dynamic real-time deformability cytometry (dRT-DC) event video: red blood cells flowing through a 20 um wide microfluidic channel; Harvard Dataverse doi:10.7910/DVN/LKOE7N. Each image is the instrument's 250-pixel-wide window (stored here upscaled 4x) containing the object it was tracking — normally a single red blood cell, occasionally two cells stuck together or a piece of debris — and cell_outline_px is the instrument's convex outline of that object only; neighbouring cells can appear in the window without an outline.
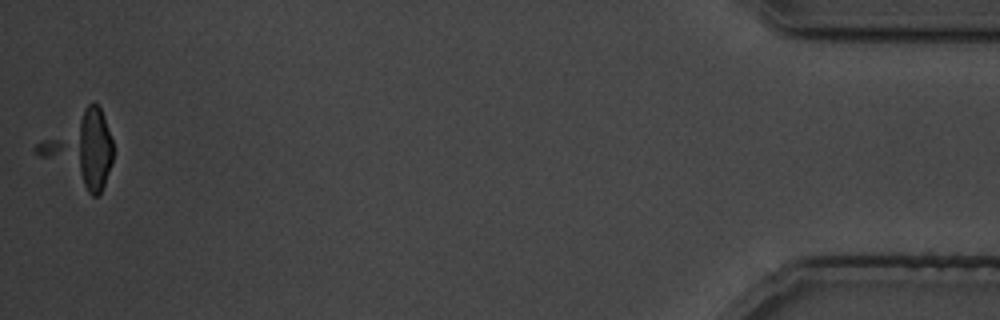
{"species": "common noctule bat (a hibernating species)", "species_latin": "Nyctalus noctula", "temperature_condition": "cold", "stored_images_in_passage": 28, "camera_frame_rate_fps": 3000, "um_per_image_px": 0.085, "animal": {"sex": "male", "body_mass_g": 19.5, "forearm_length_mm": 54.6}, "frame": {"image": 1, "passage_image": 28, "time_ms": 34.0, "image_size_px": [1000, 320], "cell_outline_px": [[112, 164], [104, 184], [100, 192], [96, 196], [92, 196], [40, 156], [32, 148], [40, 140], [92, 100], [100, 108], [104, 116], [112, 140]], "centroid_in_image_um": [6.86, 12.63], "position_along_channel_um": 428.3, "area_um2": 31.62}}